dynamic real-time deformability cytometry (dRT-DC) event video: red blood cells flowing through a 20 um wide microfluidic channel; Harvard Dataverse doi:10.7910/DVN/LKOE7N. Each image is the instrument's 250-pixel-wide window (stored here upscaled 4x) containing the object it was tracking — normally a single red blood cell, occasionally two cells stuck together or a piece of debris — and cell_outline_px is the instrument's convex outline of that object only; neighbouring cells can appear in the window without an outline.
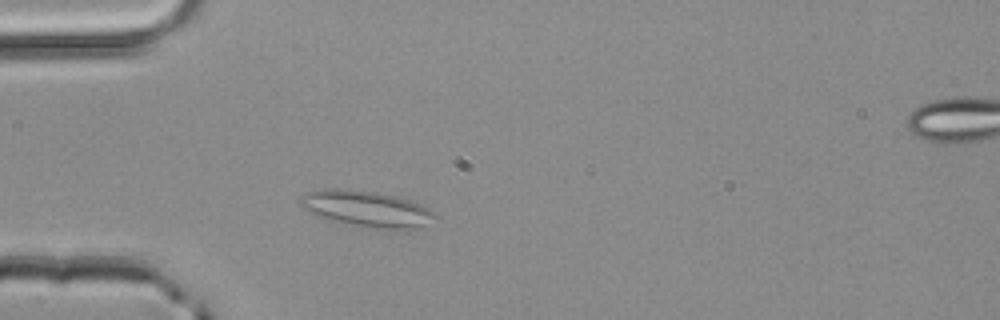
{"species": "common noctule bat (a hibernating species)", "species_latin": "Nyctalus noctula", "temperature_condition": "room temperature", "stored_images_in_passage": 42, "camera_frame_rate_fps": 3000, "um_per_image_px": 0.085, "animal": {"sex": "male", "body_mass_g": 20.4}, "frame": {"image": 1, "passage_image": 5, "time_ms": 1.333, "image_size_px": [1000, 320], "cell_outline_px": [[440, 216], [416, 228], [392, 228], [352, 224], [328, 220], [316, 216], [300, 208], [296, 204], [296, 200], [300, 196], [308, 192], [320, 188], [340, 188], [376, 192], [396, 196], [420, 204], [428, 208]], "centroid_in_image_um": [31.03, 17.71], "position_along_channel_um": 54.0, "area_um2": 28.21}}
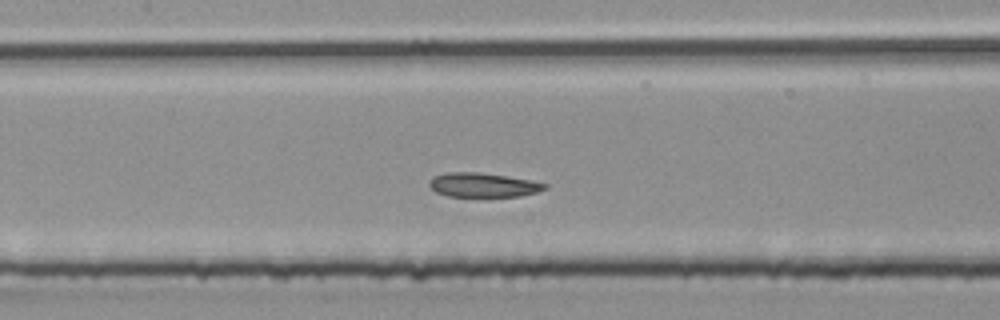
{"frame": {"image": 2, "passage_image": 14, "time_ms": 4.333, "image_size_px": [1000, 320], "cell_outline_px": [[548, 188], [536, 192], [520, 196], [448, 196], [436, 192], [428, 184], [428, 180], [432, 176], [448, 172], [476, 172], [532, 180], [548, 184]], "centroid_in_image_um": [41.04, 15.72], "position_along_channel_um": 166.4, "area_um2": 16.24}}
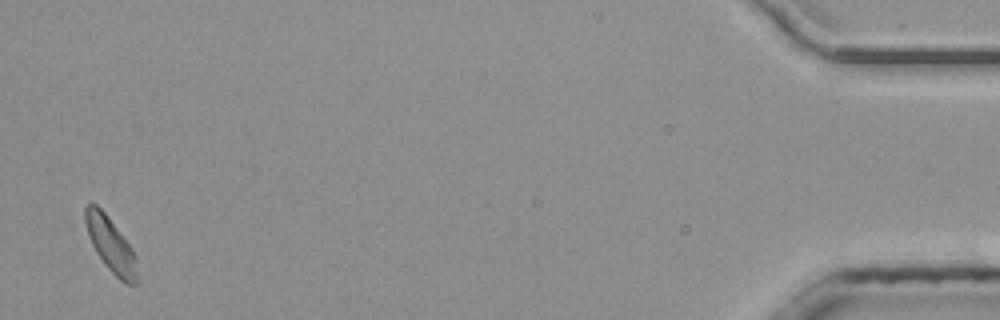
{"frame": {"image": 3, "passage_image": 40, "time_ms": 13.0, "image_size_px": [1000, 320], "cell_outline_px": [[136, 284], [124, 284], [104, 264], [96, 252], [88, 236], [84, 220], [84, 208], [88, 204], [96, 204], [104, 212], [132, 248], [136, 260]], "centroid_in_image_um": [9.38, 20.79], "position_along_channel_um": 425.8, "area_um2": 16.18}}